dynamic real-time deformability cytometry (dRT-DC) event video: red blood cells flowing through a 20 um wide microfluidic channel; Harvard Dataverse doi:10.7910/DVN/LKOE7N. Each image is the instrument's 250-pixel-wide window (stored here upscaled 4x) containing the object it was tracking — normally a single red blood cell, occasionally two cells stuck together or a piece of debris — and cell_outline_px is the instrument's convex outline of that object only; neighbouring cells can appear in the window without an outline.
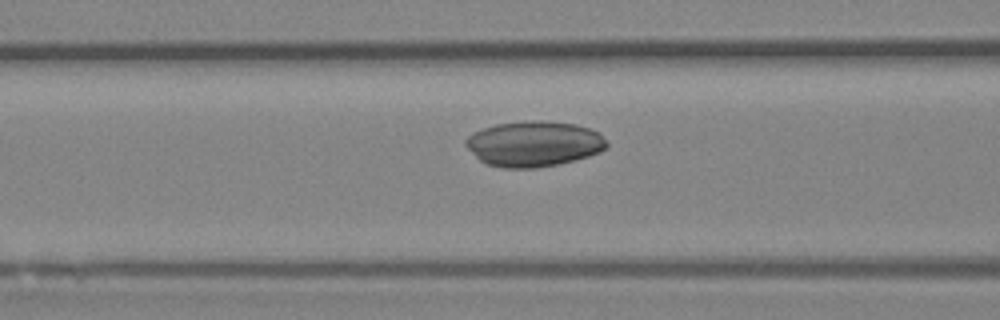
{"species": "Egyptian fruit bat (a non-hibernating species)", "species_latin": "Rousettus aegyptiacus", "temperature_condition": "room temperature", "stored_images_in_passage": 35, "camera_frame_rate_fps": 3000, "um_per_image_px": 0.085, "animal": {"sex": "female"}, "frame": {"image": 1, "passage_image": 5, "time_ms": 1.333, "image_size_px": [1000, 320], "cell_outline_px": [[608, 144], [600, 152], [588, 156], [556, 164], [536, 168], [500, 168], [484, 164], [464, 144], [464, 140], [472, 132], [496, 124], [524, 120], [540, 120], [576, 124], [600, 132]], "centroid_in_image_um": [45.35, 12.21], "position_along_channel_um": 121.3, "area_um2": 37.51}}
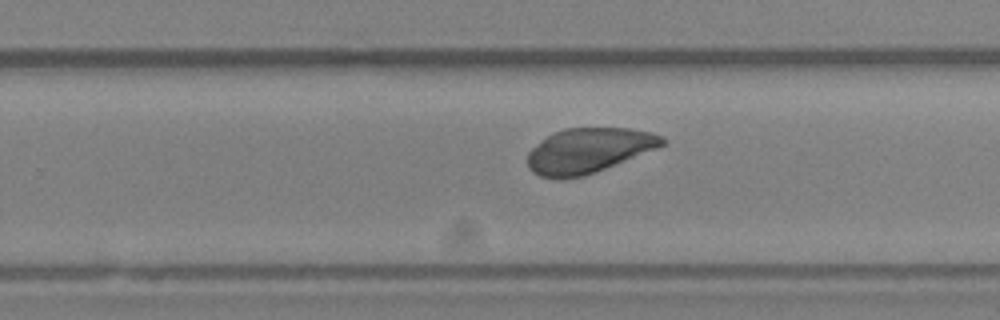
{"frame": {"image": 2, "passage_image": 17, "time_ms": 5.333, "image_size_px": [1000, 320], "cell_outline_px": [[664, 144], [656, 148], [596, 172], [584, 176], [560, 180], [540, 176], [532, 172], [528, 168], [528, 152], [532, 148], [552, 132], [564, 128], [628, 128], [652, 132], [664, 136]], "centroid_in_image_um": [49.99, 12.8], "position_along_channel_um": 279.8, "area_um2": 35.26}}
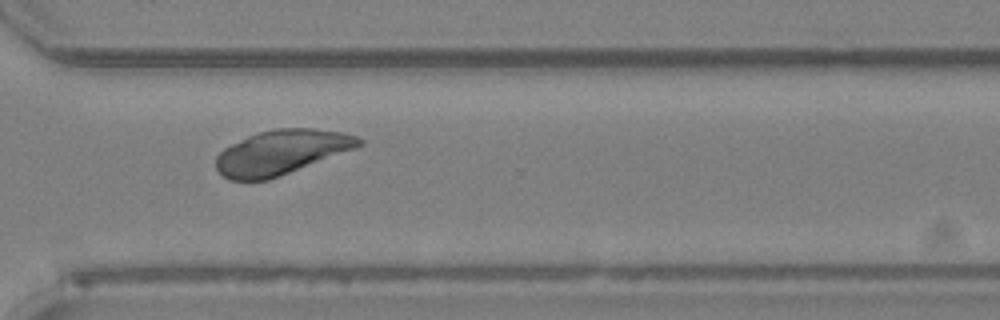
{"frame": {"image": 3, "passage_image": 22, "time_ms": 7.0, "image_size_px": [1000, 320], "cell_outline_px": [[364, 144], [356, 148], [280, 176], [268, 180], [228, 180], [216, 168], [216, 156], [224, 148], [248, 136], [260, 132], [276, 128], [312, 128], [340, 132], [360, 136], [364, 140]], "centroid_in_image_um": [23.95, 12.94], "position_along_channel_um": 346.7, "area_um2": 36.93}}